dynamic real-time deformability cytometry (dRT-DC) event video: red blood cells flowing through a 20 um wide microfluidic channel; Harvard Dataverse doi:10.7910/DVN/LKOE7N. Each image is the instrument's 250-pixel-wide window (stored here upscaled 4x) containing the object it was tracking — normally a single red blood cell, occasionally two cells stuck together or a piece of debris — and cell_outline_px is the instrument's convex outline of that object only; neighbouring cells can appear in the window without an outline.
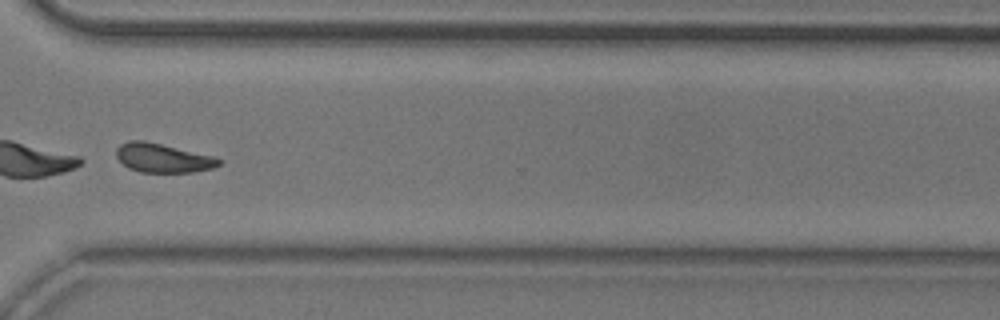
{"species": "common noctule bat (a hibernating species)", "species_latin": "Nyctalus noctula", "temperature_condition": "room temperature", "stored_images_in_passage": 49, "segment_of_instrument_passage": [2, 2], "camera_frame_rate_fps": 3000, "um_per_image_px": 0.085, "animal": {"sex": "male", "body_mass_g": 20.5, "forearm_length_mm": 52.5}, "frame": {"image": 1, "passage_image": 38, "time_ms": 12.333, "image_size_px": [1000, 320], "cell_outline_px": [[224, 160], [220, 164], [212, 168], [192, 172], [140, 172], [128, 168], [116, 156], [116, 148], [120, 144], [128, 140], [144, 140], [212, 156]], "centroid_in_image_um": [13.81, 13.42], "position_along_channel_um": 356.8, "area_um2": 17.22}}